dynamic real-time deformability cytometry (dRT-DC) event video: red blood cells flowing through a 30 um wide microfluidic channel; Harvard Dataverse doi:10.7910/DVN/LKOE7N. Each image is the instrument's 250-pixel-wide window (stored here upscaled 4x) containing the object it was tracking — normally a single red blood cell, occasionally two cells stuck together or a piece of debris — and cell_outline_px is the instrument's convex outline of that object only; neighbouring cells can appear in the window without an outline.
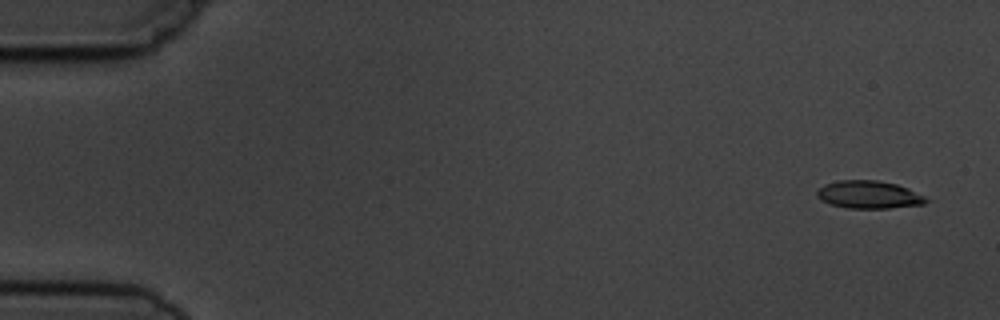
{"species": "common noctule bat (a hibernating species)", "species_latin": "Nyctalus noctula", "temperature_condition": "cold", "stored_images_in_passage": 5, "camera_frame_rate_fps": 3000, "um_per_image_px": 0.085, "animal": {"sex": "male", "body_mass_g": 19.5, "forearm_length_mm": 54.6}, "frame": {"image": 1, "passage_image": 1, "time_ms": 0.0, "image_size_px": [1000, 320], "cell_outline_px": [[928, 200], [924, 204], [888, 208], [848, 208], [832, 204], [820, 200], [816, 196], [816, 192], [824, 184], [836, 180], [876, 180], [896, 184], [908, 188], [924, 196]], "centroid_in_image_um": [73.82, 16.54], "position_along_channel_um": 11.2, "area_um2": 17.57}}